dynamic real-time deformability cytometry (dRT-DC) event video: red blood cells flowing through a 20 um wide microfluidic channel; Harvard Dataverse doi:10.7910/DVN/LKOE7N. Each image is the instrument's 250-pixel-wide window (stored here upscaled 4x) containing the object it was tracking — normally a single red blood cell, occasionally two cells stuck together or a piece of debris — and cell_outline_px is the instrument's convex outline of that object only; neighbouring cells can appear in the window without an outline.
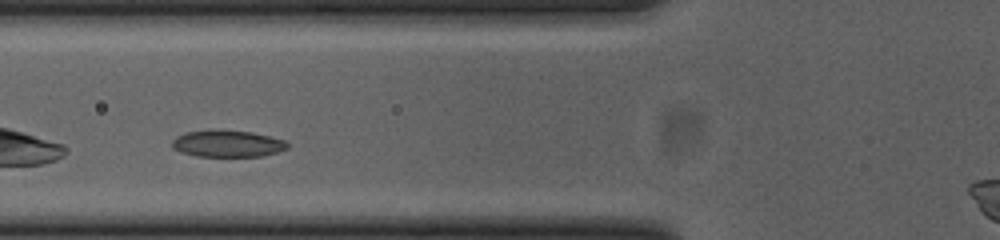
{"species": "common noctule bat (a hibernating species)", "species_latin": "Nyctalus noctula", "temperature_condition": "cold", "stored_images_in_passage": 29, "camera_frame_rate_fps": 3000, "um_per_image_px": 0.085, "animal": {"sex": "female", "body_mass_g": 23.0, "forearm_length_mm": 53.4}, "frame": {"image": 1, "passage_image": 5, "time_ms": 1.333, "image_size_px": [1000, 240], "cell_outline_px": [[288, 148], [276, 152], [260, 156], [196, 156], [180, 152], [172, 148], [172, 140], [176, 136], [184, 132], [212, 128], [216, 128], [252, 132], [284, 140], [288, 144]], "centroid_in_image_um": [19.26, 12.18], "position_along_channel_um": 106.5, "area_um2": 18.32}}
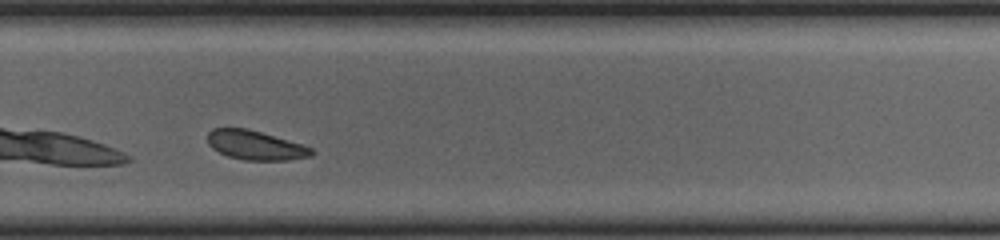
{"frame": {"image": 2, "passage_image": 21, "time_ms": 6.667, "image_size_px": [1000, 240], "cell_outline_px": [[316, 152], [312, 156], [288, 160], [244, 160], [228, 156], [212, 148], [208, 144], [208, 132], [212, 128], [248, 128], [288, 140], [312, 148]], "centroid_in_image_um": [21.71, 12.34], "position_along_channel_um": 308.1, "area_um2": 17.69}, "authors_computed_cell_mechanics": {"area_um2": 17.9758, "velocity_mm_per_s": 3.7888, "shape_relaxation_time_tau1_ms": null, "shape_relaxation_time_tau2_ms": 0.7419, "deformation_change_tau1": null, "deformation_change_tau2": 0.0573}}